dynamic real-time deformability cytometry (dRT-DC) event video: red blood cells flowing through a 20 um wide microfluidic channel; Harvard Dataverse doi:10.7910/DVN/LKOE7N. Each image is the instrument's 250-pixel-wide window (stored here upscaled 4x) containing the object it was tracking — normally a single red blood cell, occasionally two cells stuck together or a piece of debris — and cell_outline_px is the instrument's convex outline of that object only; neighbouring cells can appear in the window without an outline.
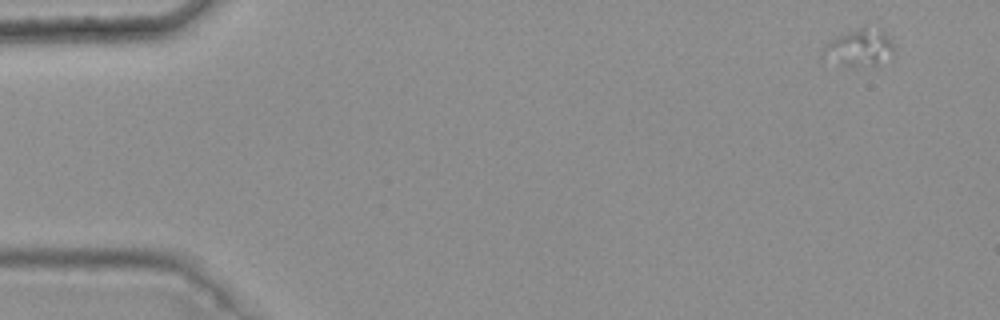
{"species": "common noctule bat (a hibernating species)", "species_latin": "Nyctalus noctula", "temperature_condition": "warm", "stored_images_in_passage": 5, "camera_frame_rate_fps": 3000, "um_per_image_px": 0.085, "animal": {"sex": "female", "body_mass_g": 25.1}, "frame": {"image": 1, "passage_image": 1, "time_ms": 0.0, "image_size_px": [1000, 320], "cell_outline_px": [[892, 52], [876, 64], [856, 68], [820, 56], [820, 52], [828, 40], [836, 36], [860, 28], [880, 28], [892, 44]], "centroid_in_image_um": [72.95, 4.05], "position_along_channel_um": 12.0, "area_um2": 14.8}}